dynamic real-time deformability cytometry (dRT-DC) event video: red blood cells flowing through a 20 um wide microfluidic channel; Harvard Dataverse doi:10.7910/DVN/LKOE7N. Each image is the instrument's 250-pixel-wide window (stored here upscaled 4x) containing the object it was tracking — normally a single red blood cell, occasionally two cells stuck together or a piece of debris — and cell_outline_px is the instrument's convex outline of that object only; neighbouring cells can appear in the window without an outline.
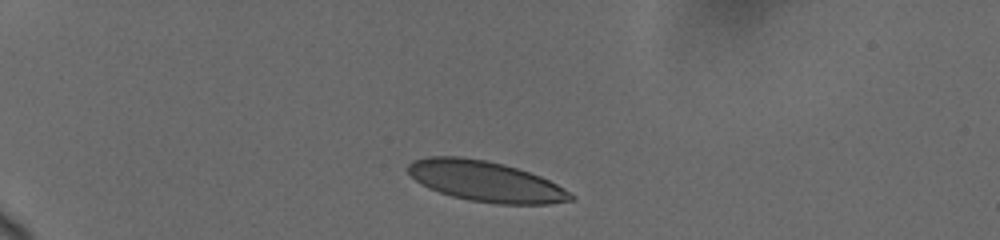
{"species": "human", "species_latin": "Homo sapiens", "temperature_condition": "cold", "stored_images_in_passage": 36, "camera_frame_rate_fps": 3000, "um_per_image_px": 0.085, "donor": {"sex": "female"}, "frame": {"image": 1, "passage_image": 1, "time_ms": 0.0, "image_size_px": [1000, 240], "cell_outline_px": [[576, 200], [548, 204], [496, 204], [472, 200], [452, 196], [428, 188], [420, 184], [408, 172], [408, 164], [412, 160], [428, 156], [460, 156], [484, 160], [504, 164], [540, 176], [556, 184], [576, 196]], "centroid_in_image_um": [41.27, 15.41], "position_along_channel_um": 43.7, "area_um2": 38.32}}
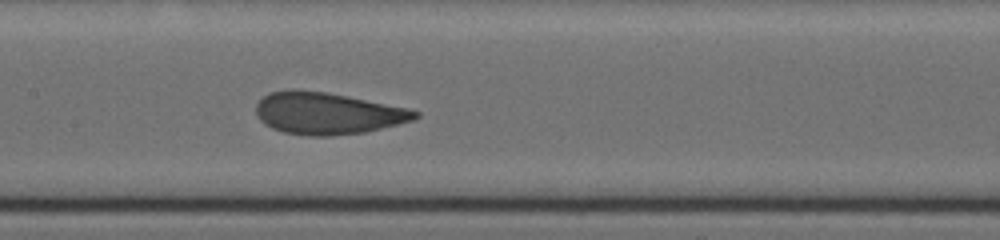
{"frame": {"image": 2, "passage_image": 14, "time_ms": 5.333, "image_size_px": [1000, 240], "cell_outline_px": [[420, 116], [416, 120], [364, 132], [332, 136], [308, 136], [284, 132], [272, 128], [264, 124], [256, 116], [256, 104], [268, 92], [292, 88], [296, 88], [328, 92], [408, 108], [420, 112]], "centroid_in_image_um": [27.82, 9.62], "position_along_channel_um": 179.6, "area_um2": 39.25}}
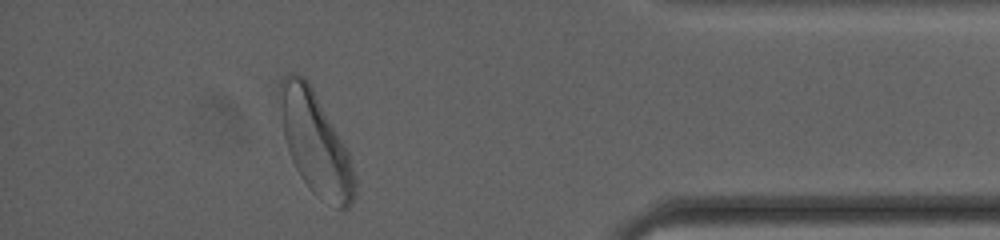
{"frame": {"image": 3, "passage_image": 31, "time_ms": 12.333, "image_size_px": [1000, 240], "cell_outline_px": [[356, 192], [348, 208], [344, 212], [336, 208], [312, 192], [308, 188], [300, 176], [292, 160], [284, 136], [280, 84], [280, 80], [288, 72], [292, 72], [304, 76], [308, 80], [348, 152], [356, 176]], "centroid_in_image_um": [26.85, 12.23], "position_along_channel_um": 408.4, "area_um2": 43.75}, "authors_computed_cell_mechanics": {"area_um2": 38.8994, "velocity_mm_per_s": 3.662, "shape_relaxation_time_tau1_ms": 3.2366, "shape_relaxation_time_tau2_ms": null, "deformation_change_tau1": 0.1181, "deformation_change_tau2": null}}